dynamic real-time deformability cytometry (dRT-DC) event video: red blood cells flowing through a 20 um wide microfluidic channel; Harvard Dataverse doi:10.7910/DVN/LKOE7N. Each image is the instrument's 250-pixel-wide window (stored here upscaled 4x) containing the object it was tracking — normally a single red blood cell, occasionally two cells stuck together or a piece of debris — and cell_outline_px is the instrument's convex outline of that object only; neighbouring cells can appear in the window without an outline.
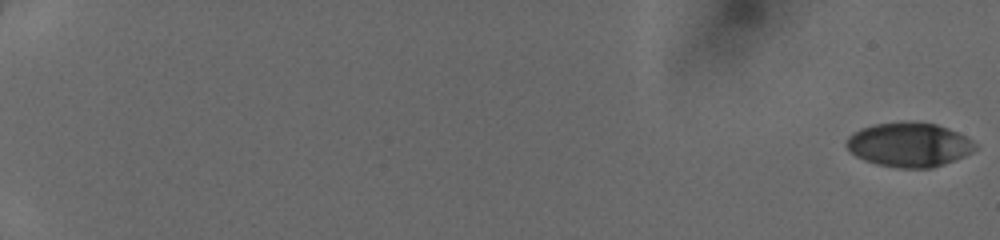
{"species": "human", "species_latin": "Homo sapiens", "temperature_condition": "cold", "stored_images_in_passage": 51, "camera_frame_rate_fps": 3000, "um_per_image_px": 0.085, "donor": {"sex": "female"}, "frame": {"image": 1, "passage_image": 1, "time_ms": 0.0, "image_size_px": [1000, 240], "cell_outline_px": [[980, 148], [964, 156], [944, 164], [932, 168], [900, 168], [876, 164], [864, 160], [856, 156], [844, 144], [844, 140], [852, 132], [860, 128], [872, 124], [912, 120], [936, 124], [948, 128], [980, 144]], "centroid_in_image_um": [77.27, 12.28], "position_along_channel_um": 7.7, "area_um2": 33.81}}
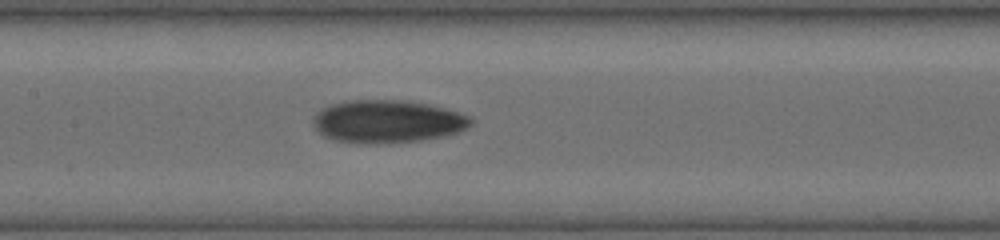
{"frame": {"image": 2, "passage_image": 29, "time_ms": 9.333, "image_size_px": [1000, 240], "cell_outline_px": [[472, 124], [468, 128], [460, 132], [444, 136], [420, 140], [388, 144], [360, 144], [336, 140], [324, 136], [312, 124], [312, 116], [320, 108], [328, 104], [352, 100], [408, 100], [428, 104], [444, 108], [472, 116]], "centroid_in_image_um": [32.92, 10.33], "position_along_channel_um": 174.5, "area_um2": 40.0}}
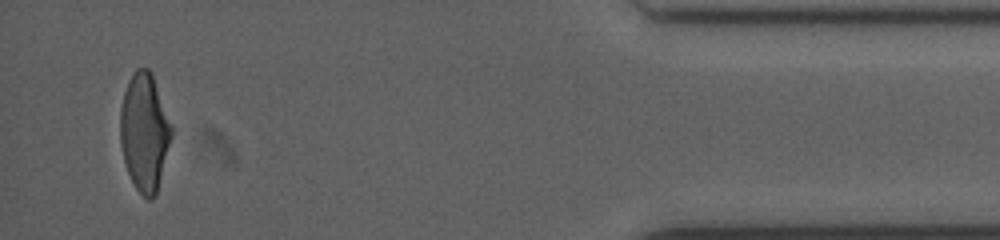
{"frame": {"image": 3, "passage_image": 50, "time_ms": 16.333, "image_size_px": [1000, 240], "cell_outline_px": [[172, 136], [156, 196], [152, 200], [148, 200], [136, 188], [128, 172], [124, 160], [120, 144], [120, 108], [124, 92], [128, 80], [132, 72], [136, 68], [148, 68], [152, 72], [172, 128]], "centroid_in_image_um": [12.27, 11.22], "position_along_channel_um": 422.9, "area_um2": 35.14}}